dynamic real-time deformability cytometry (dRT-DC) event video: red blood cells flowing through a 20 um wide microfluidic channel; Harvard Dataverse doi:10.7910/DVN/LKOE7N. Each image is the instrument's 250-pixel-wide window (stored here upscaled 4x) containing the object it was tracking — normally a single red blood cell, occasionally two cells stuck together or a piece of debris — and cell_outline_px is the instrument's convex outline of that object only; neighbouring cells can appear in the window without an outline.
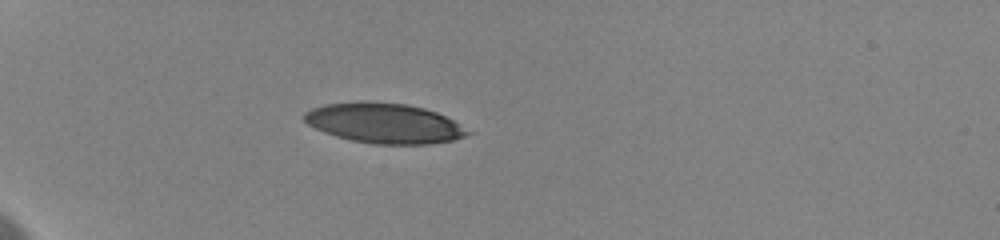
{"species": "human", "species_latin": "Homo sapiens", "temperature_condition": "cold", "stored_images_in_passage": 6, "camera_frame_rate_fps": 3000, "um_per_image_px": 0.085, "donor": {"sex": "female"}, "frame": {"image": 1, "passage_image": 1, "time_ms": 0.0, "image_size_px": [1000, 240], "cell_outline_px": [[472, 132], [464, 136], [452, 140], [428, 144], [372, 144], [352, 140], [336, 136], [324, 132], [308, 124], [304, 120], [304, 112], [312, 108], [324, 104], [360, 100], [368, 100], [408, 104], [424, 108], [436, 112], [452, 120]], "centroid_in_image_um": [32.62, 10.45], "position_along_channel_um": 52.4, "area_um2": 38.26}}